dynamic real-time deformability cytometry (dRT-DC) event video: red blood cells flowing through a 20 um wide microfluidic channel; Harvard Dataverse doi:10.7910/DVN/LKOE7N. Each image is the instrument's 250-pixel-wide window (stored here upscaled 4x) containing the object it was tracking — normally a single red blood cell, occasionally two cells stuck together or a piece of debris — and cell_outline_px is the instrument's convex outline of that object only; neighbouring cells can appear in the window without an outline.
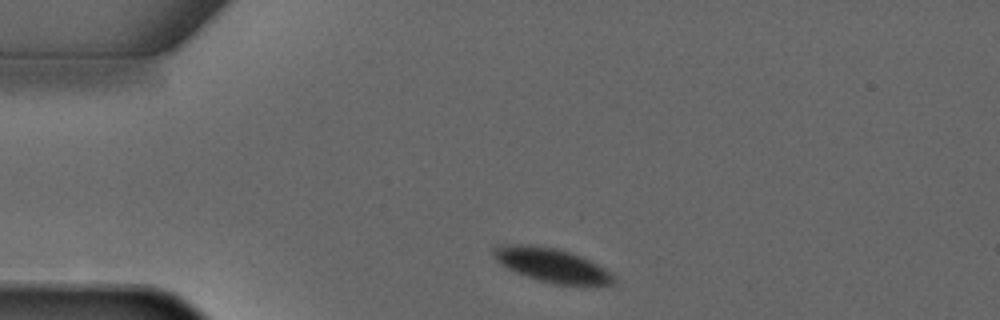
{"species": "common noctule bat (a hibernating species)", "species_latin": "Nyctalus noctula", "temperature_condition": "warm", "stored_images_in_passage": 4, "segment_of_instrument_passage": [2, 2], "camera_frame_rate_fps": 3000, "um_per_image_px": 0.085, "animal": {"sex": "male", "forearm_length_mm": 52.5}, "frame": {"image": 1, "passage_image": 4, "time_ms": 3.667, "image_size_px": [1000, 320], "cell_outline_px": [[616, 284], [584, 288], [552, 284], [516, 272], [500, 264], [496, 260], [492, 252], [492, 248], [500, 244], [532, 244], [556, 248], [580, 256], [604, 268], [616, 276]], "centroid_in_image_um": [46.97, 22.58], "position_along_channel_um": 38.0, "area_um2": 24.51}}